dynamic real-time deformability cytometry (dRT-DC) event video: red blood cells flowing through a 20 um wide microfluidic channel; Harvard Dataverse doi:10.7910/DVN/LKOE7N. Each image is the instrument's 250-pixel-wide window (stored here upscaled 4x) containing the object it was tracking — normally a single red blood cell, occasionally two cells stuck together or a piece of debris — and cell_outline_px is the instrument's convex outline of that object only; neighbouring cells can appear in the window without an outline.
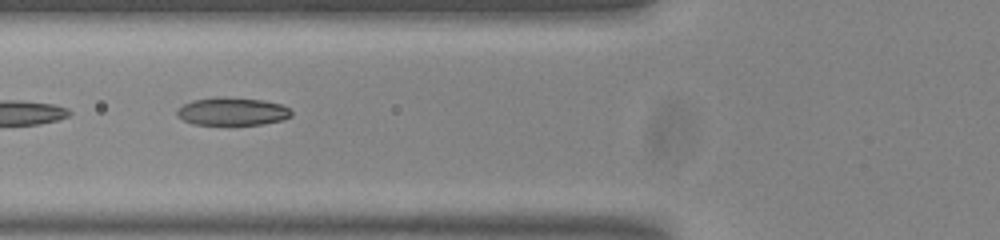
{"species": "common noctule bat (a hibernating species)", "species_latin": "Nyctalus noctula", "temperature_condition": "room temperature", "stored_images_in_passage": 40, "camera_frame_rate_fps": 3000, "um_per_image_px": 0.085, "animal": {"sex": "male", "body_mass_g": 20.0, "forearm_length_mm": 53.3}, "frame": {"image": 1, "passage_image": 5, "time_ms": 1.333, "image_size_px": [1000, 240], "cell_outline_px": [[292, 116], [284, 120], [264, 124], [192, 124], [176, 116], [176, 108], [192, 100], [216, 96], [220, 96], [264, 100], [280, 104], [288, 108], [292, 112]], "centroid_in_image_um": [19.73, 9.46], "position_along_channel_um": 106.1, "area_um2": 18.79}}
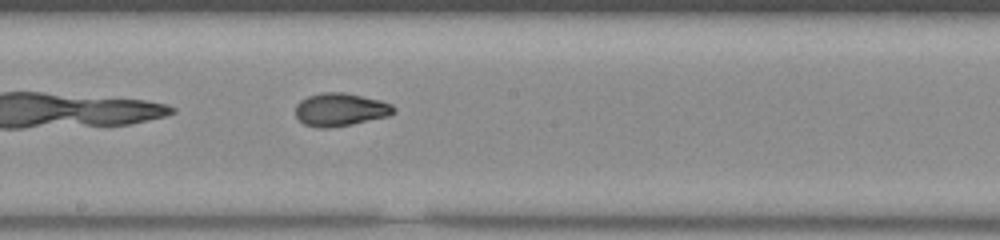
{"frame": {"image": 2, "passage_image": 14, "time_ms": 4.333, "image_size_px": [1000, 240], "cell_outline_px": [[396, 112], [388, 116], [352, 124], [328, 128], [320, 128], [304, 124], [296, 116], [296, 104], [300, 100], [308, 96], [324, 92], [344, 92], [380, 100], [392, 104], [396, 108]], "centroid_in_image_um": [28.94, 9.31], "position_along_channel_um": 219.3, "area_um2": 18.9}}
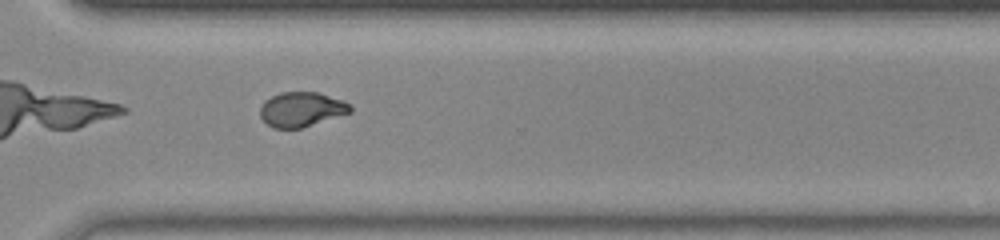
{"frame": {"image": 3, "passage_image": 24, "time_ms": 7.667, "image_size_px": [1000, 240], "cell_outline_px": [[352, 112], [300, 128], [272, 128], [260, 116], [260, 108], [264, 100], [280, 92], [320, 92], [344, 100], [352, 104]], "centroid_in_image_um": [25.65, 9.28], "position_along_channel_um": 344.9, "area_um2": 18.32}}